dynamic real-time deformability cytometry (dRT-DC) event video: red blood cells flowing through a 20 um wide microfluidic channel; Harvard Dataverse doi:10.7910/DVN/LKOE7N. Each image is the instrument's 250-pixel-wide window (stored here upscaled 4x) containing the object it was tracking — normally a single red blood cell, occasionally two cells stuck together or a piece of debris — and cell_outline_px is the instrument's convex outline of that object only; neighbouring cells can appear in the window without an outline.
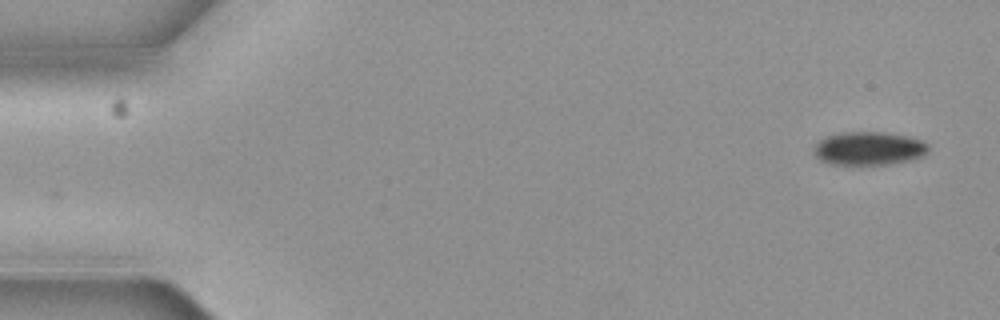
{"species": "common noctule bat (a hibernating species)", "species_latin": "Nyctalus noctula", "temperature_condition": "cold", "stored_images_in_passage": 5, "camera_frame_rate_fps": 3000, "um_per_image_px": 0.085, "animal": {"sex": "female", "body_mass_g": 19.3, "forearm_length_mm": 54.1}, "frame": {"image": 1, "passage_image": 1, "time_ms": 0.0, "image_size_px": [1000, 320], "cell_outline_px": [[928, 152], [924, 156], [912, 160], [888, 164], [828, 164], [820, 160], [812, 152], [816, 144], [820, 140], [828, 136], [840, 132], [884, 132], [912, 136], [924, 140], [928, 144]], "centroid_in_image_um": [73.9, 12.61], "position_along_channel_um": 11.1, "area_um2": 22.6}}
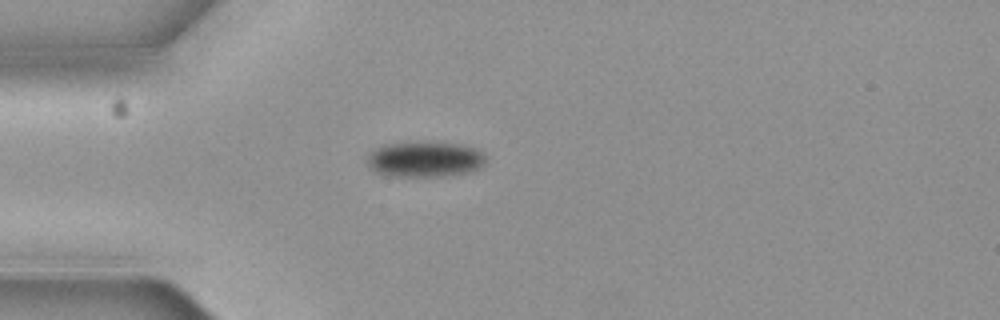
{"frame": {"image": 2, "passage_image": 5, "time_ms": 1.333, "image_size_px": [1000, 320], "cell_outline_px": [[488, 160], [480, 168], [472, 172], [444, 176], [384, 176], [372, 172], [368, 164], [368, 156], [380, 144], [424, 140], [460, 144], [476, 148], [484, 152], [488, 156]], "centroid_in_image_um": [36.15, 13.52], "position_along_channel_um": 48.9, "area_um2": 25.66}}